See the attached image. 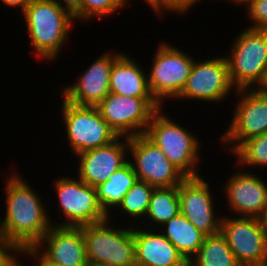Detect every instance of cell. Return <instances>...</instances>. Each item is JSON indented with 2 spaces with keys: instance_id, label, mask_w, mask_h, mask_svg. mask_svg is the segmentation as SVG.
<instances>
[{
  "instance_id": "cell-1",
  "label": "cell",
  "mask_w": 267,
  "mask_h": 266,
  "mask_svg": "<svg viewBox=\"0 0 267 266\" xmlns=\"http://www.w3.org/2000/svg\"><path fill=\"white\" fill-rule=\"evenodd\" d=\"M12 169L5 178V209L4 217L0 220V236L22 250L32 249L54 220L39 191L31 188L29 181L18 173V169Z\"/></svg>"
},
{
  "instance_id": "cell-2",
  "label": "cell",
  "mask_w": 267,
  "mask_h": 266,
  "mask_svg": "<svg viewBox=\"0 0 267 266\" xmlns=\"http://www.w3.org/2000/svg\"><path fill=\"white\" fill-rule=\"evenodd\" d=\"M21 14L33 53L53 63L70 37L74 15L55 0H32Z\"/></svg>"
},
{
  "instance_id": "cell-3",
  "label": "cell",
  "mask_w": 267,
  "mask_h": 266,
  "mask_svg": "<svg viewBox=\"0 0 267 266\" xmlns=\"http://www.w3.org/2000/svg\"><path fill=\"white\" fill-rule=\"evenodd\" d=\"M161 107L152 116L144 135L158 146L166 158L185 176L197 177L202 171L199 161L200 142L198 136L192 130L182 127L179 122L164 113ZM199 166V167H198Z\"/></svg>"
},
{
  "instance_id": "cell-4",
  "label": "cell",
  "mask_w": 267,
  "mask_h": 266,
  "mask_svg": "<svg viewBox=\"0 0 267 266\" xmlns=\"http://www.w3.org/2000/svg\"><path fill=\"white\" fill-rule=\"evenodd\" d=\"M232 40L230 52L224 55L233 86L237 90L263 88L267 81V30L246 27Z\"/></svg>"
},
{
  "instance_id": "cell-5",
  "label": "cell",
  "mask_w": 267,
  "mask_h": 266,
  "mask_svg": "<svg viewBox=\"0 0 267 266\" xmlns=\"http://www.w3.org/2000/svg\"><path fill=\"white\" fill-rule=\"evenodd\" d=\"M113 217L111 214L104 221L82 226L87 261L102 266H136L133 226L113 223Z\"/></svg>"
},
{
  "instance_id": "cell-6",
  "label": "cell",
  "mask_w": 267,
  "mask_h": 266,
  "mask_svg": "<svg viewBox=\"0 0 267 266\" xmlns=\"http://www.w3.org/2000/svg\"><path fill=\"white\" fill-rule=\"evenodd\" d=\"M147 72L151 95L162 106L173 101L182 91L190 75L195 57L171 43L161 41ZM194 57V58H193Z\"/></svg>"
},
{
  "instance_id": "cell-7",
  "label": "cell",
  "mask_w": 267,
  "mask_h": 266,
  "mask_svg": "<svg viewBox=\"0 0 267 266\" xmlns=\"http://www.w3.org/2000/svg\"><path fill=\"white\" fill-rule=\"evenodd\" d=\"M231 122L222 131L220 146L231 155L244 141L267 133V91L262 88L238 89ZM239 97V98H238Z\"/></svg>"
},
{
  "instance_id": "cell-8",
  "label": "cell",
  "mask_w": 267,
  "mask_h": 266,
  "mask_svg": "<svg viewBox=\"0 0 267 266\" xmlns=\"http://www.w3.org/2000/svg\"><path fill=\"white\" fill-rule=\"evenodd\" d=\"M57 198L61 222L56 226L80 227L98 223L109 218L98 200L96 188L84 183L76 177L64 176L52 182ZM62 212V213H61ZM63 216V217H62Z\"/></svg>"
},
{
  "instance_id": "cell-9",
  "label": "cell",
  "mask_w": 267,
  "mask_h": 266,
  "mask_svg": "<svg viewBox=\"0 0 267 266\" xmlns=\"http://www.w3.org/2000/svg\"><path fill=\"white\" fill-rule=\"evenodd\" d=\"M61 104L63 130L68 140L66 145L74 156L107 145L119 137L97 107L76 106L63 98Z\"/></svg>"
},
{
  "instance_id": "cell-10",
  "label": "cell",
  "mask_w": 267,
  "mask_h": 266,
  "mask_svg": "<svg viewBox=\"0 0 267 266\" xmlns=\"http://www.w3.org/2000/svg\"><path fill=\"white\" fill-rule=\"evenodd\" d=\"M194 60L190 75L181 93L174 101L191 100L206 103H219L234 95L233 86L225 56L211 57L203 60ZM234 91V92H233ZM231 93V94H230Z\"/></svg>"
},
{
  "instance_id": "cell-11",
  "label": "cell",
  "mask_w": 267,
  "mask_h": 266,
  "mask_svg": "<svg viewBox=\"0 0 267 266\" xmlns=\"http://www.w3.org/2000/svg\"><path fill=\"white\" fill-rule=\"evenodd\" d=\"M96 107L118 136L129 138L144 134L153 114L162 106L154 97L109 93Z\"/></svg>"
},
{
  "instance_id": "cell-12",
  "label": "cell",
  "mask_w": 267,
  "mask_h": 266,
  "mask_svg": "<svg viewBox=\"0 0 267 266\" xmlns=\"http://www.w3.org/2000/svg\"><path fill=\"white\" fill-rule=\"evenodd\" d=\"M220 233L242 266L267 261V231L260 218L222 214Z\"/></svg>"
},
{
  "instance_id": "cell-13",
  "label": "cell",
  "mask_w": 267,
  "mask_h": 266,
  "mask_svg": "<svg viewBox=\"0 0 267 266\" xmlns=\"http://www.w3.org/2000/svg\"><path fill=\"white\" fill-rule=\"evenodd\" d=\"M129 155L138 180L155 188L179 186L186 178L144 134L129 137Z\"/></svg>"
},
{
  "instance_id": "cell-14",
  "label": "cell",
  "mask_w": 267,
  "mask_h": 266,
  "mask_svg": "<svg viewBox=\"0 0 267 266\" xmlns=\"http://www.w3.org/2000/svg\"><path fill=\"white\" fill-rule=\"evenodd\" d=\"M209 186L210 183L201 175L186 177L178 186L180 212L206 236L220 233L222 219L216 212V198Z\"/></svg>"
},
{
  "instance_id": "cell-15",
  "label": "cell",
  "mask_w": 267,
  "mask_h": 266,
  "mask_svg": "<svg viewBox=\"0 0 267 266\" xmlns=\"http://www.w3.org/2000/svg\"><path fill=\"white\" fill-rule=\"evenodd\" d=\"M123 52L104 51L88 65L74 83L65 84L60 89L61 97L76 106L96 107L110 93V73L113 62Z\"/></svg>"
},
{
  "instance_id": "cell-16",
  "label": "cell",
  "mask_w": 267,
  "mask_h": 266,
  "mask_svg": "<svg viewBox=\"0 0 267 266\" xmlns=\"http://www.w3.org/2000/svg\"><path fill=\"white\" fill-rule=\"evenodd\" d=\"M236 168L238 171L229 174L222 186L229 213L236 217L260 218L267 203V182L255 171Z\"/></svg>"
},
{
  "instance_id": "cell-17",
  "label": "cell",
  "mask_w": 267,
  "mask_h": 266,
  "mask_svg": "<svg viewBox=\"0 0 267 266\" xmlns=\"http://www.w3.org/2000/svg\"><path fill=\"white\" fill-rule=\"evenodd\" d=\"M52 266H88L82 226L52 225L32 248Z\"/></svg>"
},
{
  "instance_id": "cell-18",
  "label": "cell",
  "mask_w": 267,
  "mask_h": 266,
  "mask_svg": "<svg viewBox=\"0 0 267 266\" xmlns=\"http://www.w3.org/2000/svg\"><path fill=\"white\" fill-rule=\"evenodd\" d=\"M77 157V176L84 183L96 188L129 160V138L119 136L111 143L81 152Z\"/></svg>"
},
{
  "instance_id": "cell-19",
  "label": "cell",
  "mask_w": 267,
  "mask_h": 266,
  "mask_svg": "<svg viewBox=\"0 0 267 266\" xmlns=\"http://www.w3.org/2000/svg\"><path fill=\"white\" fill-rule=\"evenodd\" d=\"M136 266H188L176 247L158 229L133 226Z\"/></svg>"
},
{
  "instance_id": "cell-20",
  "label": "cell",
  "mask_w": 267,
  "mask_h": 266,
  "mask_svg": "<svg viewBox=\"0 0 267 266\" xmlns=\"http://www.w3.org/2000/svg\"><path fill=\"white\" fill-rule=\"evenodd\" d=\"M110 93L130 97H153L149 90L147 71L143 65L124 52L113 62Z\"/></svg>"
},
{
  "instance_id": "cell-21",
  "label": "cell",
  "mask_w": 267,
  "mask_h": 266,
  "mask_svg": "<svg viewBox=\"0 0 267 266\" xmlns=\"http://www.w3.org/2000/svg\"><path fill=\"white\" fill-rule=\"evenodd\" d=\"M158 230L171 241L187 262L197 253L206 237L181 212Z\"/></svg>"
},
{
  "instance_id": "cell-22",
  "label": "cell",
  "mask_w": 267,
  "mask_h": 266,
  "mask_svg": "<svg viewBox=\"0 0 267 266\" xmlns=\"http://www.w3.org/2000/svg\"><path fill=\"white\" fill-rule=\"evenodd\" d=\"M138 180L130 162L111 174L107 181L96 187L99 203L110 216L123 201L125 194ZM114 211V212H112Z\"/></svg>"
},
{
  "instance_id": "cell-23",
  "label": "cell",
  "mask_w": 267,
  "mask_h": 266,
  "mask_svg": "<svg viewBox=\"0 0 267 266\" xmlns=\"http://www.w3.org/2000/svg\"><path fill=\"white\" fill-rule=\"evenodd\" d=\"M178 213H180L178 186L155 188L149 202L146 216L139 225L144 223V225H142L144 228L158 229Z\"/></svg>"
},
{
  "instance_id": "cell-24",
  "label": "cell",
  "mask_w": 267,
  "mask_h": 266,
  "mask_svg": "<svg viewBox=\"0 0 267 266\" xmlns=\"http://www.w3.org/2000/svg\"><path fill=\"white\" fill-rule=\"evenodd\" d=\"M188 266H242L228 246L226 239L218 233L206 236L197 253L188 261Z\"/></svg>"
},
{
  "instance_id": "cell-25",
  "label": "cell",
  "mask_w": 267,
  "mask_h": 266,
  "mask_svg": "<svg viewBox=\"0 0 267 266\" xmlns=\"http://www.w3.org/2000/svg\"><path fill=\"white\" fill-rule=\"evenodd\" d=\"M154 189L155 187L150 184L137 180L125 194L123 201L115 210L119 213L118 218H121L123 215L125 219L129 220L127 223H129L130 226L139 225L141 220L143 221L146 216ZM131 222L133 224H131Z\"/></svg>"
},
{
  "instance_id": "cell-26",
  "label": "cell",
  "mask_w": 267,
  "mask_h": 266,
  "mask_svg": "<svg viewBox=\"0 0 267 266\" xmlns=\"http://www.w3.org/2000/svg\"><path fill=\"white\" fill-rule=\"evenodd\" d=\"M235 164L244 169L267 166V133L244 141L232 154Z\"/></svg>"
},
{
  "instance_id": "cell-27",
  "label": "cell",
  "mask_w": 267,
  "mask_h": 266,
  "mask_svg": "<svg viewBox=\"0 0 267 266\" xmlns=\"http://www.w3.org/2000/svg\"><path fill=\"white\" fill-rule=\"evenodd\" d=\"M129 5L126 0H81L80 8L73 15L76 22L93 18L104 20Z\"/></svg>"
},
{
  "instance_id": "cell-28",
  "label": "cell",
  "mask_w": 267,
  "mask_h": 266,
  "mask_svg": "<svg viewBox=\"0 0 267 266\" xmlns=\"http://www.w3.org/2000/svg\"><path fill=\"white\" fill-rule=\"evenodd\" d=\"M244 9L249 28L267 30V0H253Z\"/></svg>"
},
{
  "instance_id": "cell-29",
  "label": "cell",
  "mask_w": 267,
  "mask_h": 266,
  "mask_svg": "<svg viewBox=\"0 0 267 266\" xmlns=\"http://www.w3.org/2000/svg\"><path fill=\"white\" fill-rule=\"evenodd\" d=\"M199 1V2H198ZM201 0H165L153 13L156 16H162L165 14H178L182 16V14H188V10L192 9L194 5L200 3ZM171 12V13H170Z\"/></svg>"
},
{
  "instance_id": "cell-30",
  "label": "cell",
  "mask_w": 267,
  "mask_h": 266,
  "mask_svg": "<svg viewBox=\"0 0 267 266\" xmlns=\"http://www.w3.org/2000/svg\"><path fill=\"white\" fill-rule=\"evenodd\" d=\"M22 249L0 236V266H20Z\"/></svg>"
},
{
  "instance_id": "cell-31",
  "label": "cell",
  "mask_w": 267,
  "mask_h": 266,
  "mask_svg": "<svg viewBox=\"0 0 267 266\" xmlns=\"http://www.w3.org/2000/svg\"><path fill=\"white\" fill-rule=\"evenodd\" d=\"M23 255L25 256V258L28 259H32L31 261H33L34 263L31 266H52L50 264H48L46 261H44L33 249H25L21 251L20 254V259H22ZM22 256V257H21ZM25 262H23L22 260H20V266H26V264H24Z\"/></svg>"
},
{
  "instance_id": "cell-32",
  "label": "cell",
  "mask_w": 267,
  "mask_h": 266,
  "mask_svg": "<svg viewBox=\"0 0 267 266\" xmlns=\"http://www.w3.org/2000/svg\"><path fill=\"white\" fill-rule=\"evenodd\" d=\"M4 6L10 9H18L22 13L26 7L32 2V0H0Z\"/></svg>"
},
{
  "instance_id": "cell-33",
  "label": "cell",
  "mask_w": 267,
  "mask_h": 266,
  "mask_svg": "<svg viewBox=\"0 0 267 266\" xmlns=\"http://www.w3.org/2000/svg\"><path fill=\"white\" fill-rule=\"evenodd\" d=\"M57 1L63 8L70 11L74 14L81 6V0H55Z\"/></svg>"
},
{
  "instance_id": "cell-34",
  "label": "cell",
  "mask_w": 267,
  "mask_h": 266,
  "mask_svg": "<svg viewBox=\"0 0 267 266\" xmlns=\"http://www.w3.org/2000/svg\"><path fill=\"white\" fill-rule=\"evenodd\" d=\"M165 0H149V7L154 12Z\"/></svg>"
},
{
  "instance_id": "cell-35",
  "label": "cell",
  "mask_w": 267,
  "mask_h": 266,
  "mask_svg": "<svg viewBox=\"0 0 267 266\" xmlns=\"http://www.w3.org/2000/svg\"><path fill=\"white\" fill-rule=\"evenodd\" d=\"M260 221H261L262 225L264 226V228L267 231V203H266L264 212H263V214L260 217Z\"/></svg>"
},
{
  "instance_id": "cell-36",
  "label": "cell",
  "mask_w": 267,
  "mask_h": 266,
  "mask_svg": "<svg viewBox=\"0 0 267 266\" xmlns=\"http://www.w3.org/2000/svg\"><path fill=\"white\" fill-rule=\"evenodd\" d=\"M251 1H253V0H232L231 1V4H236V6L238 7V4H239V6H241V4H242V6L243 7H245L247 4H249ZM245 4V5H244Z\"/></svg>"
},
{
  "instance_id": "cell-37",
  "label": "cell",
  "mask_w": 267,
  "mask_h": 266,
  "mask_svg": "<svg viewBox=\"0 0 267 266\" xmlns=\"http://www.w3.org/2000/svg\"><path fill=\"white\" fill-rule=\"evenodd\" d=\"M253 266H267V261H265V262H261V263H259V264H255V265H253Z\"/></svg>"
},
{
  "instance_id": "cell-38",
  "label": "cell",
  "mask_w": 267,
  "mask_h": 266,
  "mask_svg": "<svg viewBox=\"0 0 267 266\" xmlns=\"http://www.w3.org/2000/svg\"><path fill=\"white\" fill-rule=\"evenodd\" d=\"M129 4H130V1L131 0H126ZM142 2L144 1V4H147L148 7H149V0H141Z\"/></svg>"
},
{
  "instance_id": "cell-39",
  "label": "cell",
  "mask_w": 267,
  "mask_h": 266,
  "mask_svg": "<svg viewBox=\"0 0 267 266\" xmlns=\"http://www.w3.org/2000/svg\"><path fill=\"white\" fill-rule=\"evenodd\" d=\"M262 89L265 90V91H267V81H266V83H265V85L263 86Z\"/></svg>"
},
{
  "instance_id": "cell-40",
  "label": "cell",
  "mask_w": 267,
  "mask_h": 266,
  "mask_svg": "<svg viewBox=\"0 0 267 266\" xmlns=\"http://www.w3.org/2000/svg\"><path fill=\"white\" fill-rule=\"evenodd\" d=\"M88 266H102V265L88 264Z\"/></svg>"
}]
</instances>
